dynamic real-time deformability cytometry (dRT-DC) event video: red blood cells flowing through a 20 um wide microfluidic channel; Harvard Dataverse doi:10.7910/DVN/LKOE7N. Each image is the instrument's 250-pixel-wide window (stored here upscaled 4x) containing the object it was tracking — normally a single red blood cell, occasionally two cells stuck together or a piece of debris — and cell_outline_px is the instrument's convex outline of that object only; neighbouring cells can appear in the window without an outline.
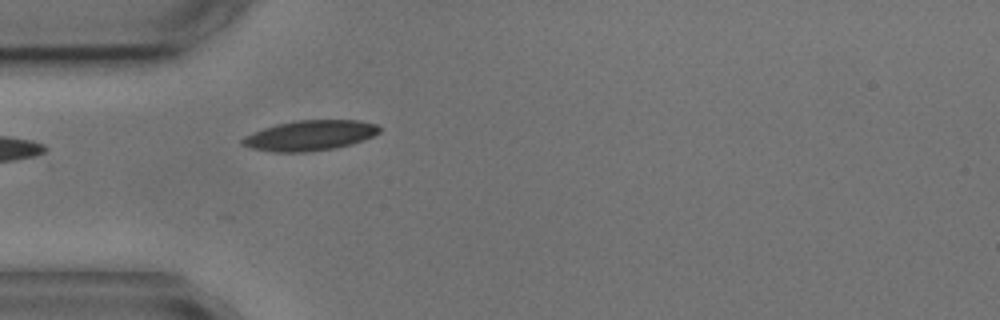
{"species": "common noctule bat (a hibernating species)", "species_latin": "Nyctalus noctula", "temperature_condition": "cold", "stored_images_in_passage": 1, "camera_frame_rate_fps": 3000, "um_per_image_px": 0.085, "animal": {"sex": "male", "body_mass_g": 17.9, "forearm_length_mm": 54.2}, "frame": {"image": 1, "passage_image": 1, "time_ms": 0.0, "image_size_px": [1000, 320], "cell_outline_px": [[380, 132], [364, 140], [352, 144], [336, 148], [312, 152], [272, 152], [248, 148], [240, 144], [240, 140], [244, 136], [252, 132], [276, 124], [296, 120], [356, 120], [376, 124], [380, 128]], "centroid_in_image_um": [26.3, 11.53], "position_along_channel_um": 58.7, "area_um2": 24.45}}